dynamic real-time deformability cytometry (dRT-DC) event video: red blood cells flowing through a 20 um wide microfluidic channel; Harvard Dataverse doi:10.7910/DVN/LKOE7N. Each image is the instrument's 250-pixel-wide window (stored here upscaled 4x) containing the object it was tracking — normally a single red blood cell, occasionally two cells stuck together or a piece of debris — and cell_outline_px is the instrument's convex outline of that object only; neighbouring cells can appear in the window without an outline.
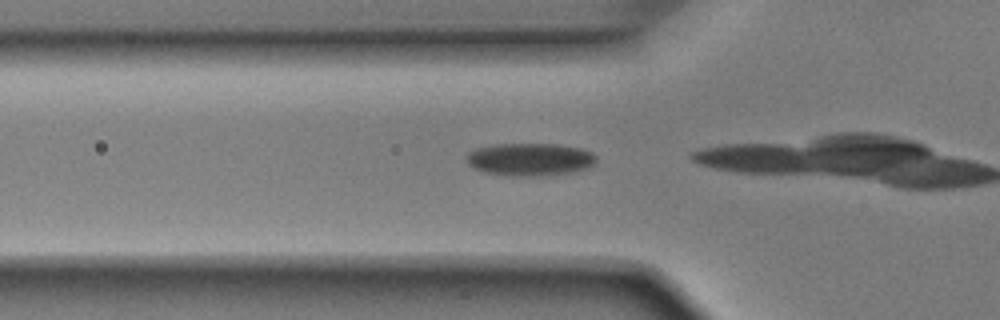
{"species": "Egyptian fruit bat (a non-hibernating species)", "species_latin": "Rousettus aegyptiacus", "temperature_condition": "room temperature", "stored_images_in_passage": 8, "camera_frame_rate_fps": 3000, "um_per_image_px": 0.085, "animal": {"sex": "male"}, "frame": {"image": 1, "passage_image": 3, "time_ms": 0.667, "image_size_px": [1000, 320], "cell_outline_px": [[596, 164], [588, 168], [572, 172], [540, 176], [512, 176], [484, 172], [472, 168], [464, 160], [468, 152], [476, 148], [496, 144], [556, 144], [580, 148], [592, 152], [596, 156]], "centroid_in_image_um": [45.03, 13.55], "position_along_channel_um": 80.8, "area_um2": 25.03}}